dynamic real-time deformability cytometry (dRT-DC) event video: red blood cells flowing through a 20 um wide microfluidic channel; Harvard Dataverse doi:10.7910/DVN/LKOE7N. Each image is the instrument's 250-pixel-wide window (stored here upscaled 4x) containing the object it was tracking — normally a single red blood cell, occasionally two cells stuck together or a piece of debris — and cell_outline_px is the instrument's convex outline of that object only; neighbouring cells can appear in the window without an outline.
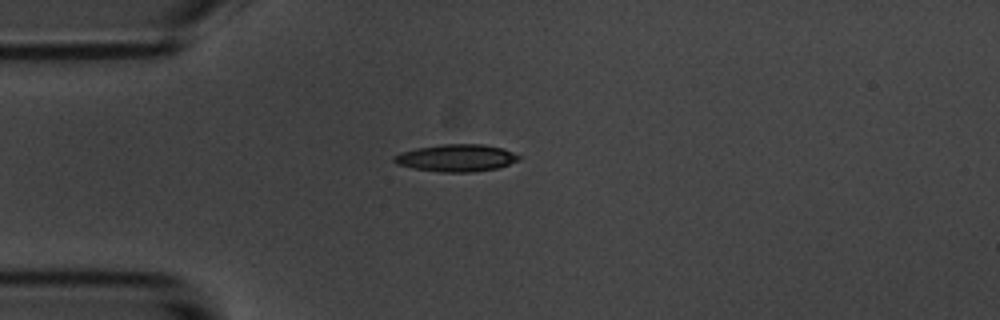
{"species": "common noctule bat (a hibernating species)", "species_latin": "Nyctalus noctula", "temperature_condition": "room temperature", "stored_images_in_passage": 43, "camera_frame_rate_fps": 3000, "um_per_image_px": 0.085, "animal": {"sex": "male", "body_mass_g": 20.1, "forearm_length_mm": 53.5}, "frame": {"image": 1, "passage_image": 1, "time_ms": 0.0, "image_size_px": [1000, 320], "cell_outline_px": [[520, 160], [496, 168], [472, 172], [440, 172], [412, 168], [396, 164], [392, 160], [392, 156], [400, 152], [416, 148], [444, 144], [484, 144], [504, 148], [520, 156]], "centroid_in_image_um": [38.76, 13.42], "position_along_channel_um": 46.2, "area_um2": 19.88}}
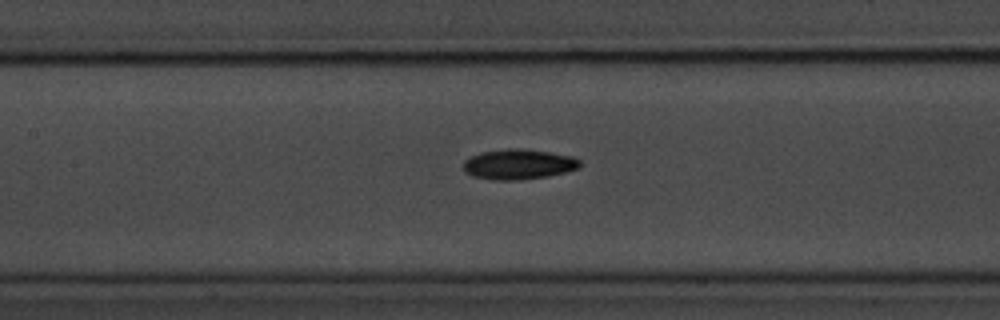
{"frame": {"image": 2, "passage_image": 12, "time_ms": 3.667, "image_size_px": [1000, 320], "cell_outline_px": [[580, 168], [548, 176], [516, 180], [492, 180], [472, 176], [464, 172], [464, 160], [480, 152], [508, 148], [516, 148], [548, 152], [572, 156], [580, 160]], "centroid_in_image_um": [44.05, 13.97], "position_along_channel_um": 163.3, "area_um2": 20.46}}
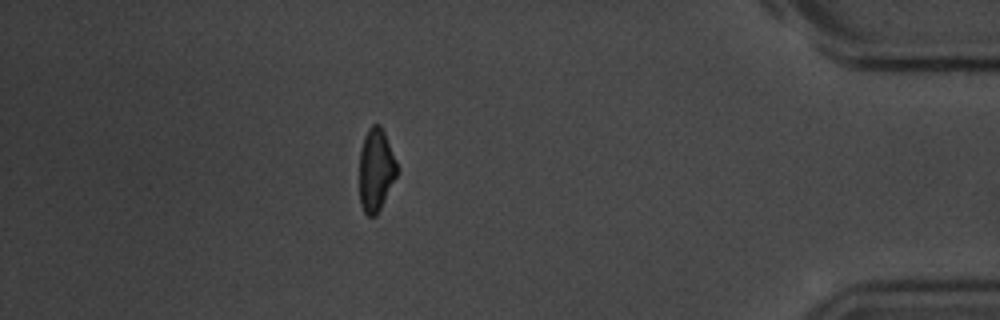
{"frame": {"image": 3, "passage_image": 36, "time_ms": 11.667, "image_size_px": [1000, 320], "cell_outline_px": [[396, 176], [376, 216], [368, 216], [364, 212], [360, 204], [360, 148], [364, 136], [368, 128], [372, 124], [380, 124], [384, 132], [396, 160]], "centroid_in_image_um": [31.93, 14.42], "position_along_channel_um": 403.3, "area_um2": 17.92}, "authors_computed_cell_mechanics": {"area_um2": 19.3052, "velocity_mm_per_s": 3.5604, "shape_relaxation_time_tau1_ms": 3.2444, "shape_relaxation_time_tau2_ms": 10.4042, "deformation_change_tau1": 0.1258, "deformation_change_tau2": 0.1838}}